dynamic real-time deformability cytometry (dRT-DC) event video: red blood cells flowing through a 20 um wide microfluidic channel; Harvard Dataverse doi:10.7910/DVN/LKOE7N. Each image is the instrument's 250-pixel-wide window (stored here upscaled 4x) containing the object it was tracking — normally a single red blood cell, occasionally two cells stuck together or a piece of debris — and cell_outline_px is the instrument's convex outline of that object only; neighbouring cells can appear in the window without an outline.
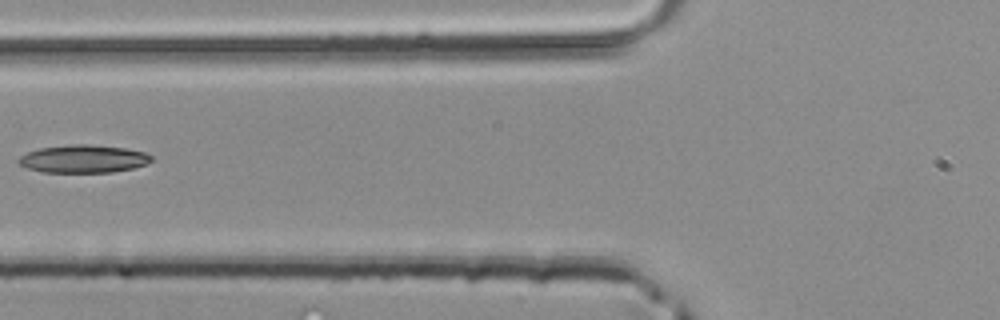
{"species": "common noctule bat (a hibernating species)", "species_latin": "Nyctalus noctula", "temperature_condition": "room temperature", "stored_images_in_passage": 3, "camera_frame_rate_fps": 3000, "um_per_image_px": 0.085, "animal": {"sex": "male", "body_mass_g": 20.4}, "frame": {"image": 1, "passage_image": 3, "time_ms": 0.667, "image_size_px": [1000, 320], "cell_outline_px": [[152, 160], [148, 164], [132, 168], [112, 172], [44, 172], [28, 168], [20, 164], [16, 160], [20, 156], [28, 152], [40, 148], [72, 144], [88, 144], [128, 148], [144, 152], [152, 156]], "centroid_in_image_um": [7.11, 13.49], "position_along_channel_um": 118.7, "area_um2": 21.56}}